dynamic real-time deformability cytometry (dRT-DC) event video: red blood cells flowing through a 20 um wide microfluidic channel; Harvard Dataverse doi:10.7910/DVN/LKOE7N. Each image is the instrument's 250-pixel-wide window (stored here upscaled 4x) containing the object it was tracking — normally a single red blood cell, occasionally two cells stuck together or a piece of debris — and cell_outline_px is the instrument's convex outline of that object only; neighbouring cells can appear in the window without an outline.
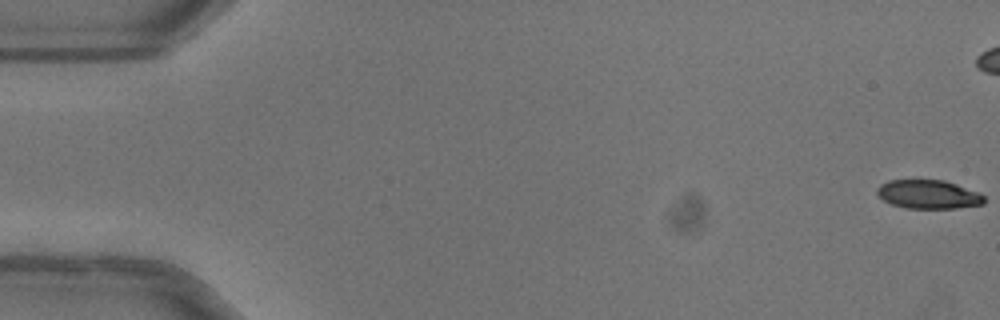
{"species": "common noctule bat (a hibernating species)", "species_latin": "Nyctalus noctula", "temperature_condition": "warm", "stored_images_in_passage": 42, "camera_frame_rate_fps": 3000, "um_per_image_px": 0.085, "animal": {"sex": "female"}, "frame": {"image": 1, "passage_image": 1, "time_ms": 0.0, "image_size_px": [1000, 320], "cell_outline_px": [[984, 204], [956, 208], [908, 208], [892, 204], [884, 200], [876, 192], [876, 188], [880, 184], [888, 180], [944, 180], [956, 184], [976, 192], [984, 196]], "centroid_in_image_um": [78.89, 16.51], "position_along_channel_um": 6.1, "area_um2": 17.74}}
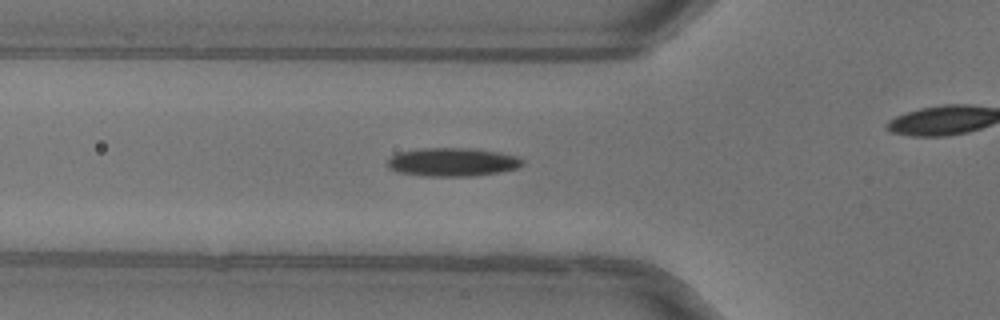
{"frame": {"image": 2, "passage_image": 19, "time_ms": 6.0, "image_size_px": [1000, 320], "cell_outline_px": [[524, 164], [516, 168], [476, 176], [424, 176], [396, 172], [388, 168], [384, 164], [396, 152], [420, 148], [472, 148], [500, 152], [516, 156], [524, 160]], "centroid_in_image_um": [38.4, 13.77], "position_along_channel_um": 87.4, "area_um2": 22.66}}